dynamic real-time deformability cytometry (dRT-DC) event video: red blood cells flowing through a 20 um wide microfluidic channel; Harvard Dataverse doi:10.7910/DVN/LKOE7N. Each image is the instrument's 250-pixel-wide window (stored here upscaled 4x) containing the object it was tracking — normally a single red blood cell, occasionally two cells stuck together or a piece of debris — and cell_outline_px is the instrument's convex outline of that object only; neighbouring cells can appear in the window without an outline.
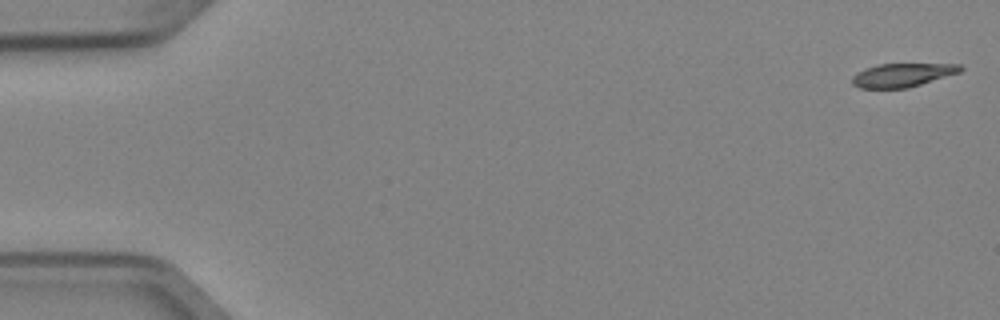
{"species": "Egyptian fruit bat (a non-hibernating species)", "species_latin": "Rousettus aegyptiacus", "temperature_condition": "cold", "stored_images_in_passage": 51, "camera_frame_rate_fps": 3000, "um_per_image_px": 0.085, "animal": {"sex": "female"}, "frame": {"image": 1, "passage_image": 1, "time_ms": 0.0, "image_size_px": [1000, 320], "cell_outline_px": [[964, 68], [960, 72], [908, 88], [860, 88], [852, 84], [852, 76], [856, 72], [864, 68], [876, 64], [960, 64]], "centroid_in_image_um": [76.67, 6.37], "position_along_channel_um": 8.3, "area_um2": 14.91}}
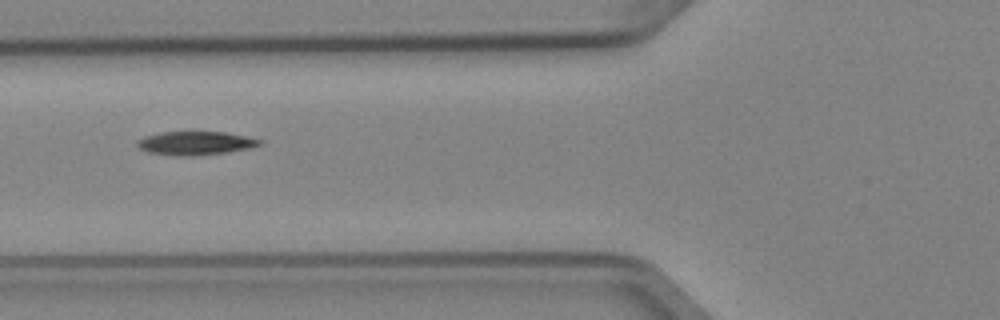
{"frame": {"image": 2, "passage_image": 20, "time_ms": 6.333, "image_size_px": [1000, 320], "cell_outline_px": [[264, 144], [252, 148], [228, 152], [192, 156], [172, 156], [148, 152], [140, 148], [136, 144], [136, 140], [144, 136], [160, 132], [224, 132], [264, 140]], "centroid_in_image_um": [16.63, 12.17], "position_along_channel_um": 109.2, "area_um2": 17.05}}
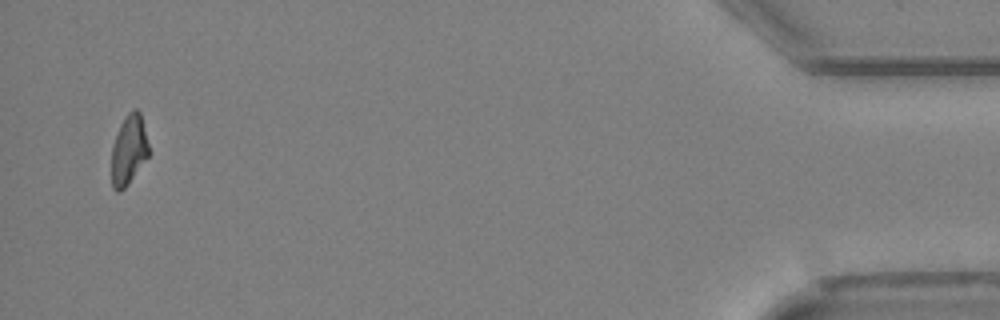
{"frame": {"image": 3, "passage_image": 50, "time_ms": 16.333, "image_size_px": [1000, 320], "cell_outline_px": [[148, 156], [128, 184], [120, 192], [116, 192], [112, 188], [112, 144], [120, 124], [124, 116], [132, 108], [136, 108], [140, 112], [148, 144]], "centroid_in_image_um": [10.92, 12.73], "position_along_channel_um": 424.3, "area_um2": 15.09}, "authors_computed_cell_mechanics": {"area_um2": 16.4152, "velocity_mm_per_s": 3.974, "shape_relaxation_time_tau1_ms": 7.0237, "shape_relaxation_time_tau2_ms": null, "deformation_change_tau1": 0.1495, "deformation_change_tau2": null}}